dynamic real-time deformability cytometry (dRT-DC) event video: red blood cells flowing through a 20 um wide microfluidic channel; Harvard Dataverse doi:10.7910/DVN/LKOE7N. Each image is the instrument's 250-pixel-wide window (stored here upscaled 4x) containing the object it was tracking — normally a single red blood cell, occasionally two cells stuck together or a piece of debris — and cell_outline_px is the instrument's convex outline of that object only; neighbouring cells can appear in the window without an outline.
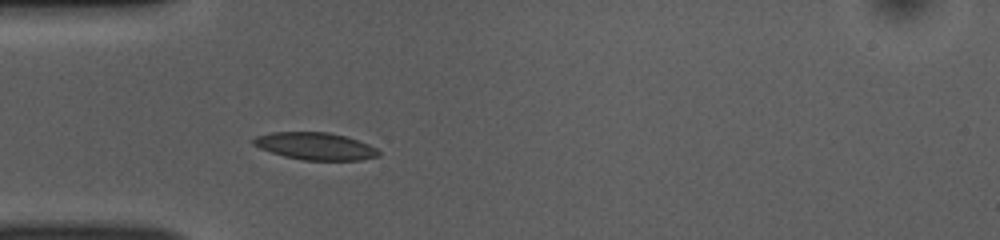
{"species": "common noctule bat (a hibernating species)", "species_latin": "Nyctalus noctula", "temperature_condition": "room temperature", "stored_images_in_passage": 38, "camera_frame_rate_fps": 3000, "um_per_image_px": 0.085, "animal": {"sex": "female", "body_mass_g": 10.0, "forearm_length_mm": 53.1}, "frame": {"image": 1, "passage_image": 1, "time_ms": 0.0, "image_size_px": [1000, 240], "cell_outline_px": [[380, 156], [360, 160], [304, 160], [284, 156], [260, 148], [252, 144], [252, 140], [256, 136], [272, 132], [328, 132], [344, 136], [368, 144], [376, 148], [380, 152]], "centroid_in_image_um": [26.8, 12.42], "position_along_channel_um": 58.2, "area_um2": 19.77}}
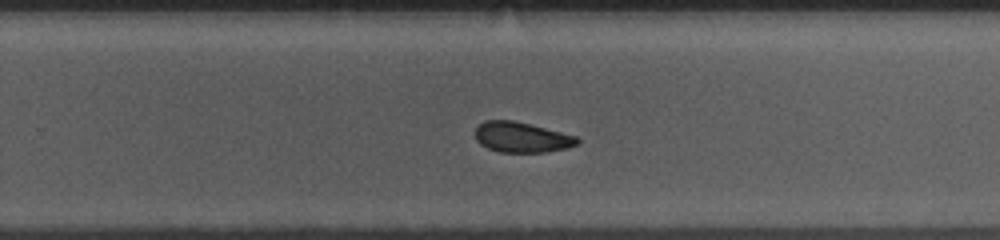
{"frame": {"image": 2, "passage_image": 19, "time_ms": 6.0, "image_size_px": [1000, 240], "cell_outline_px": [[580, 140], [576, 144], [568, 148], [544, 152], [500, 152], [488, 148], [480, 144], [476, 140], [476, 124], [484, 120], [512, 120], [576, 136]], "centroid_in_image_um": [44.29, 11.66], "position_along_channel_um": 285.5, "area_um2": 17.92}}
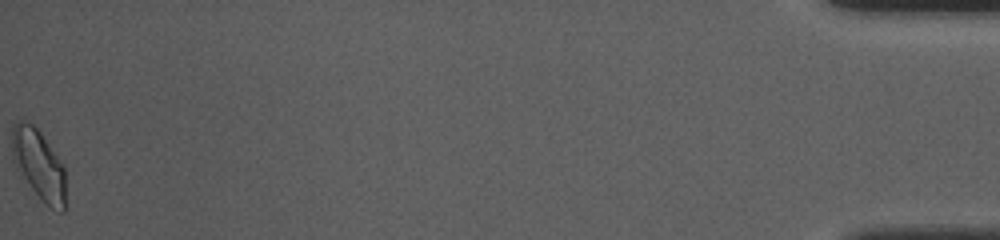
{"frame": {"image": 3, "passage_image": 38, "time_ms": 12.333, "image_size_px": [1000, 240], "cell_outline_px": [[64, 212], [60, 212], [48, 208], [40, 200], [16, 168], [12, 160], [12, 124], [16, 120], [28, 120], [40, 132], [64, 168]], "centroid_in_image_um": [3.25, 14.0], "position_along_channel_um": 431.9, "area_um2": 21.91}, "authors_computed_cell_mechanics": {"area_um2": 19.4786, "velocity_mm_per_s": 3.8472, "shape_relaxation_time_tau1_ms": 2.8197, "shape_relaxation_time_tau2_ms": 8.6602, "deformation_change_tau1": 0.0863, "deformation_change_tau2": 0.1371}}